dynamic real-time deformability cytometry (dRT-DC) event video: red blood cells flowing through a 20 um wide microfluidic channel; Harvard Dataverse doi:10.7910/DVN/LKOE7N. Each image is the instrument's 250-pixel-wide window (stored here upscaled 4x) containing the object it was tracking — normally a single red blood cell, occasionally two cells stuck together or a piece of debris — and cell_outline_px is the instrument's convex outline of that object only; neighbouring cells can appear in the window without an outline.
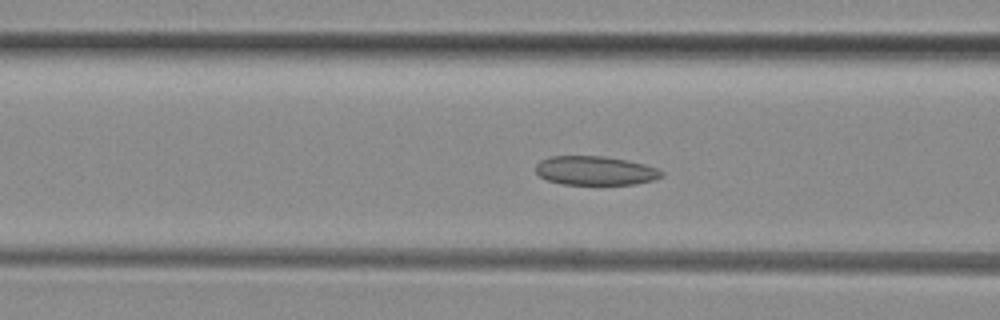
{"species": "common noctule bat (a hibernating species)", "species_latin": "Nyctalus noctula", "temperature_condition": "room temperature", "stored_images_in_passage": 40, "camera_frame_rate_fps": 3000, "um_per_image_px": 0.085, "animal": {"sex": "female", "body_mass_g": 29.2, "forearm_length_mm": 56.3}, "frame": {"image": 1, "passage_image": 15, "time_ms": 4.667, "image_size_px": [1000, 320], "cell_outline_px": [[664, 176], [652, 180], [636, 184], [564, 184], [548, 180], [540, 176], [536, 172], [536, 164], [540, 160], [548, 156], [604, 156], [628, 160], [644, 164], [656, 168], [664, 172]], "centroid_in_image_um": [50.6, 14.49], "position_along_channel_um": 116.0, "area_um2": 21.27}}
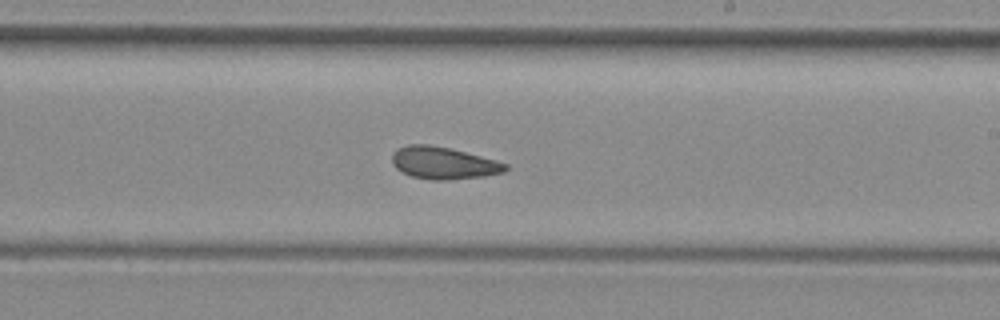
{"frame": {"image": 2, "passage_image": 25, "time_ms": 8.0, "image_size_px": [1000, 320], "cell_outline_px": [[508, 168], [504, 172], [484, 176], [448, 180], [432, 180], [412, 176], [396, 168], [392, 164], [392, 152], [396, 148], [408, 144], [428, 144], [448, 148], [496, 160], [508, 164]], "centroid_in_image_um": [37.67, 13.85], "position_along_channel_um": 251.3, "area_um2": 21.21}}
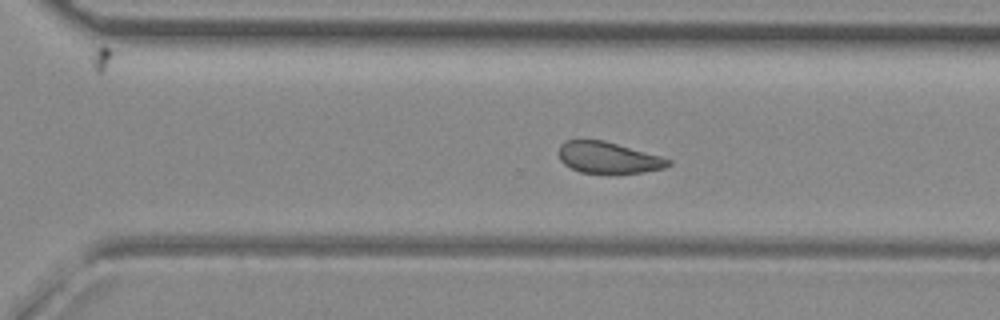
{"frame": {"image": 3, "passage_image": 30, "time_ms": 9.667, "image_size_px": [1000, 320], "cell_outline_px": [[672, 164], [664, 168], [644, 172], [616, 176], [580, 172], [564, 164], [560, 160], [556, 152], [560, 144], [564, 140], [604, 140], [660, 156], [672, 160]], "centroid_in_image_um": [51.68, 13.44], "position_along_channel_um": 318.9, "area_um2": 20.81}, "authors_computed_cell_mechanics": {"area_um2": 21.2704, "velocity_mm_per_s": 4.0672, "shape_relaxation_time_tau1_ms": null, "shape_relaxation_time_tau2_ms": 2.1563, "deformation_change_tau1": null, "deformation_change_tau2": 0.0881}}